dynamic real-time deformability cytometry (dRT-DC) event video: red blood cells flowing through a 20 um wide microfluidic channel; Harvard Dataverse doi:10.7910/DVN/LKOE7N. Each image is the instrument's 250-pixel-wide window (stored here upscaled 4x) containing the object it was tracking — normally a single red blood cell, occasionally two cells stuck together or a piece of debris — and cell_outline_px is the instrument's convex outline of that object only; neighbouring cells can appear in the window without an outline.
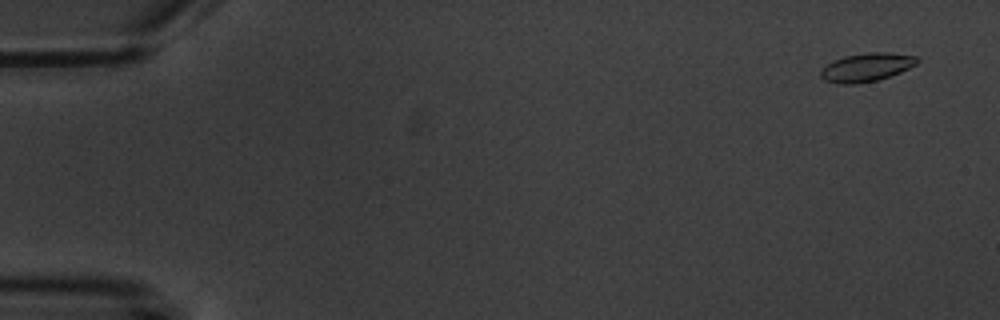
{"species": "common noctule bat (a hibernating species)", "species_latin": "Nyctalus noctula", "temperature_condition": "warm", "stored_images_in_passage": 5, "camera_frame_rate_fps": 3000, "um_per_image_px": 0.085, "animal": {"sex": "male", "body_mass_g": 20.1, "forearm_length_mm": 53.5}, "frame": {"image": 1, "passage_image": 2, "time_ms": 1.0, "image_size_px": [1000, 320], "cell_outline_px": [[920, 60], [916, 64], [900, 72], [876, 80], [856, 84], [840, 84], [824, 80], [820, 76], [820, 72], [828, 64], [844, 56], [868, 52], [888, 52], [916, 56]], "centroid_in_image_um": [73.66, 5.71], "position_along_channel_um": 11.3, "area_um2": 15.78}}
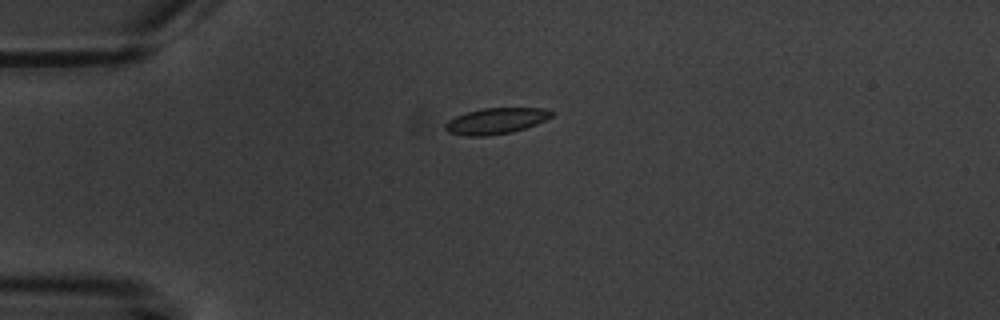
{"frame": {"image": 2, "passage_image": 5, "time_ms": 5.0, "image_size_px": [1000, 320], "cell_outline_px": [[556, 112], [552, 116], [536, 124], [512, 132], [484, 136], [464, 136], [448, 132], [444, 128], [444, 124], [448, 120], [456, 116], [468, 112], [484, 108], [540, 108]], "centroid_in_image_um": [42.13, 10.28], "position_along_channel_um": 42.9, "area_um2": 16.01}}